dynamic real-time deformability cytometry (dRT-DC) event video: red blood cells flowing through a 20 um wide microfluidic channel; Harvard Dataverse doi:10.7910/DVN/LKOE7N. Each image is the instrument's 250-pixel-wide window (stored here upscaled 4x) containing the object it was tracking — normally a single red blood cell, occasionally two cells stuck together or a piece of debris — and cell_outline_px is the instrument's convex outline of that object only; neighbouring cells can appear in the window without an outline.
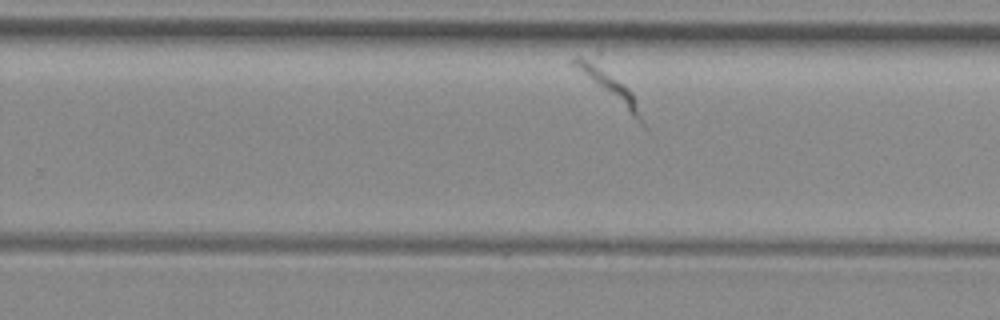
{"species": "common noctule bat (a hibernating species)", "species_latin": "Nyctalus noctula", "temperature_condition": "room temperature", "stored_images_in_passage": 30, "segment_of_instrument_passage": [2, 2], "camera_frame_rate_fps": 3000, "um_per_image_px": 0.085, "animal": {"sex": "female", "body_mass_g": 29.2, "forearm_length_mm": 56.3}, "frame": {"image": 1, "passage_image": 22, "time_ms": 7.0, "image_size_px": [1000, 320], "cell_outline_px": [[648, 132], [568, 64], [568, 60], [576, 56], [580, 56], [628, 88], [632, 92], [648, 128]], "centroid_in_image_um": [51.81, 7.52], "position_along_channel_um": 278.0, "area_um2": 11.39}}